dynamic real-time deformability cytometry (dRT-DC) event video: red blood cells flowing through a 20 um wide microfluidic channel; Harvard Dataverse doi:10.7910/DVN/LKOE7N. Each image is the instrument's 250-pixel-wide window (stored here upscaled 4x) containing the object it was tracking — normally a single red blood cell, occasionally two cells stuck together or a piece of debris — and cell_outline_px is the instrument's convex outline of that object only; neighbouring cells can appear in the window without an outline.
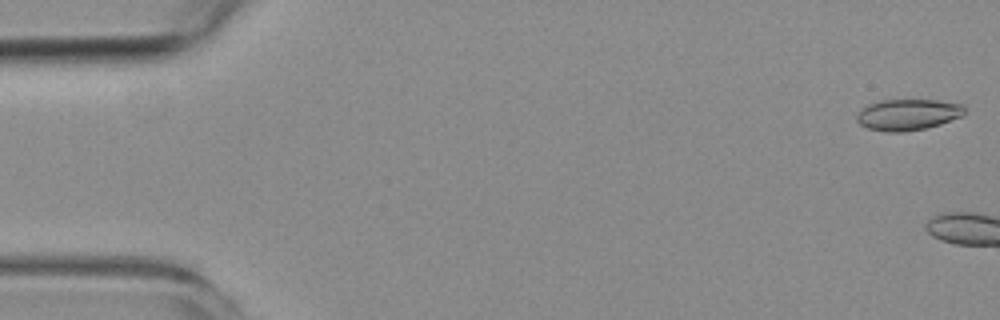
{"species": "common noctule bat (a hibernating species)", "species_latin": "Nyctalus noctula", "temperature_condition": "room temperature", "stored_images_in_passage": 6, "camera_frame_rate_fps": 3000, "um_per_image_px": 0.085, "animal": {"sex": "female", "body_mass_g": 19.3, "forearm_length_mm": 54.1}, "frame": {"image": 1, "passage_image": 1, "time_ms": 0.0, "image_size_px": [1000, 320], "cell_outline_px": [[964, 112], [960, 116], [940, 124], [924, 128], [900, 132], [888, 132], [868, 128], [860, 124], [856, 120], [856, 116], [868, 104], [880, 100], [936, 100], [964, 104]], "centroid_in_image_um": [77.16, 9.73], "position_along_channel_um": 7.8, "area_um2": 19.31}}
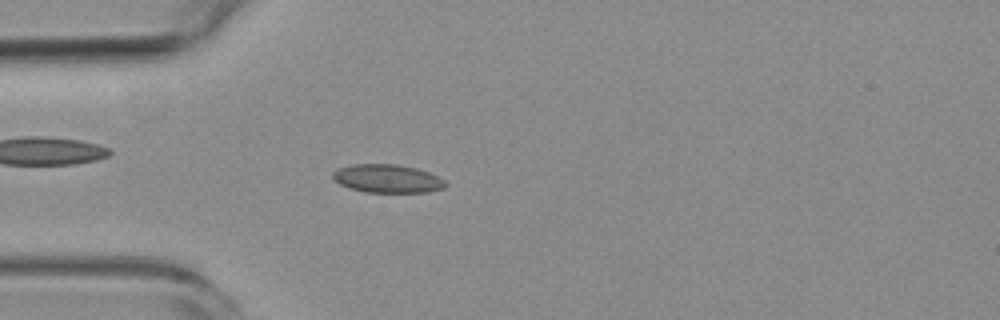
{"frame": {"image": 2, "passage_image": 6, "time_ms": 5.667, "image_size_px": [1000, 320], "cell_outline_px": [[448, 184], [444, 188], [428, 192], [364, 192], [348, 188], [340, 184], [332, 176], [332, 172], [340, 168], [352, 164], [396, 164], [416, 168], [428, 172], [444, 180]], "centroid_in_image_um": [32.93, 15.18], "position_along_channel_um": 52.1, "area_um2": 18.55}}